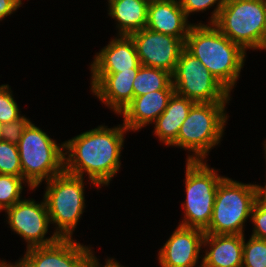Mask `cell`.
<instances>
[{
    "label": "cell",
    "instance_id": "1",
    "mask_svg": "<svg viewBox=\"0 0 266 267\" xmlns=\"http://www.w3.org/2000/svg\"><path fill=\"white\" fill-rule=\"evenodd\" d=\"M127 131L123 124L114 128L100 125L63 142L64 171L81 177L87 173L97 189L108 186L120 169V154Z\"/></svg>",
    "mask_w": 266,
    "mask_h": 267
},
{
    "label": "cell",
    "instance_id": "2",
    "mask_svg": "<svg viewBox=\"0 0 266 267\" xmlns=\"http://www.w3.org/2000/svg\"><path fill=\"white\" fill-rule=\"evenodd\" d=\"M185 49L229 91L235 87L244 66L246 52L213 24H193Z\"/></svg>",
    "mask_w": 266,
    "mask_h": 267
},
{
    "label": "cell",
    "instance_id": "3",
    "mask_svg": "<svg viewBox=\"0 0 266 267\" xmlns=\"http://www.w3.org/2000/svg\"><path fill=\"white\" fill-rule=\"evenodd\" d=\"M227 103H194L182 123L177 139L171 144L190 152L187 161H204L220 143L228 116Z\"/></svg>",
    "mask_w": 266,
    "mask_h": 267
},
{
    "label": "cell",
    "instance_id": "4",
    "mask_svg": "<svg viewBox=\"0 0 266 267\" xmlns=\"http://www.w3.org/2000/svg\"><path fill=\"white\" fill-rule=\"evenodd\" d=\"M58 145L32 122L25 128L17 146L22 177L30 190L64 171V143Z\"/></svg>",
    "mask_w": 266,
    "mask_h": 267
},
{
    "label": "cell",
    "instance_id": "5",
    "mask_svg": "<svg viewBox=\"0 0 266 267\" xmlns=\"http://www.w3.org/2000/svg\"><path fill=\"white\" fill-rule=\"evenodd\" d=\"M213 25L245 52L266 50V11L263 0H227Z\"/></svg>",
    "mask_w": 266,
    "mask_h": 267
},
{
    "label": "cell",
    "instance_id": "6",
    "mask_svg": "<svg viewBox=\"0 0 266 267\" xmlns=\"http://www.w3.org/2000/svg\"><path fill=\"white\" fill-rule=\"evenodd\" d=\"M255 201V184H244L224 176L218 184L212 218L204 232L244 235V224L251 218Z\"/></svg>",
    "mask_w": 266,
    "mask_h": 267
},
{
    "label": "cell",
    "instance_id": "7",
    "mask_svg": "<svg viewBox=\"0 0 266 267\" xmlns=\"http://www.w3.org/2000/svg\"><path fill=\"white\" fill-rule=\"evenodd\" d=\"M84 178L66 171L46 181L44 200L60 238H72L85 209Z\"/></svg>",
    "mask_w": 266,
    "mask_h": 267
},
{
    "label": "cell",
    "instance_id": "8",
    "mask_svg": "<svg viewBox=\"0 0 266 267\" xmlns=\"http://www.w3.org/2000/svg\"><path fill=\"white\" fill-rule=\"evenodd\" d=\"M207 161H187L185 174L186 200L182 204L184 219L179 225L205 230L211 221L219 176Z\"/></svg>",
    "mask_w": 266,
    "mask_h": 267
},
{
    "label": "cell",
    "instance_id": "9",
    "mask_svg": "<svg viewBox=\"0 0 266 267\" xmlns=\"http://www.w3.org/2000/svg\"><path fill=\"white\" fill-rule=\"evenodd\" d=\"M175 93L195 103H229L230 92L185 48L172 74Z\"/></svg>",
    "mask_w": 266,
    "mask_h": 267
},
{
    "label": "cell",
    "instance_id": "10",
    "mask_svg": "<svg viewBox=\"0 0 266 267\" xmlns=\"http://www.w3.org/2000/svg\"><path fill=\"white\" fill-rule=\"evenodd\" d=\"M5 212L11 230L27 242V249L48 246L60 239L55 232L50 238H45L51 222L44 198L41 203L22 199Z\"/></svg>",
    "mask_w": 266,
    "mask_h": 267
},
{
    "label": "cell",
    "instance_id": "11",
    "mask_svg": "<svg viewBox=\"0 0 266 267\" xmlns=\"http://www.w3.org/2000/svg\"><path fill=\"white\" fill-rule=\"evenodd\" d=\"M142 66L165 70L173 74L185 43L177 37L155 32L148 28L131 35Z\"/></svg>",
    "mask_w": 266,
    "mask_h": 267
},
{
    "label": "cell",
    "instance_id": "12",
    "mask_svg": "<svg viewBox=\"0 0 266 267\" xmlns=\"http://www.w3.org/2000/svg\"><path fill=\"white\" fill-rule=\"evenodd\" d=\"M92 251L73 238H60L48 246L26 249L24 257L16 263L20 267H86L94 255Z\"/></svg>",
    "mask_w": 266,
    "mask_h": 267
},
{
    "label": "cell",
    "instance_id": "13",
    "mask_svg": "<svg viewBox=\"0 0 266 267\" xmlns=\"http://www.w3.org/2000/svg\"><path fill=\"white\" fill-rule=\"evenodd\" d=\"M205 232L178 225L158 253L161 267H196Z\"/></svg>",
    "mask_w": 266,
    "mask_h": 267
},
{
    "label": "cell",
    "instance_id": "14",
    "mask_svg": "<svg viewBox=\"0 0 266 267\" xmlns=\"http://www.w3.org/2000/svg\"><path fill=\"white\" fill-rule=\"evenodd\" d=\"M139 68L116 73H92L91 91L93 95L120 114L134 98L133 80Z\"/></svg>",
    "mask_w": 266,
    "mask_h": 267
},
{
    "label": "cell",
    "instance_id": "15",
    "mask_svg": "<svg viewBox=\"0 0 266 267\" xmlns=\"http://www.w3.org/2000/svg\"><path fill=\"white\" fill-rule=\"evenodd\" d=\"M90 66L91 73H116L139 68L141 63L131 36L117 35L96 53Z\"/></svg>",
    "mask_w": 266,
    "mask_h": 267
},
{
    "label": "cell",
    "instance_id": "16",
    "mask_svg": "<svg viewBox=\"0 0 266 267\" xmlns=\"http://www.w3.org/2000/svg\"><path fill=\"white\" fill-rule=\"evenodd\" d=\"M179 0H154L148 4L146 28L180 38L184 43L190 27Z\"/></svg>",
    "mask_w": 266,
    "mask_h": 267
},
{
    "label": "cell",
    "instance_id": "17",
    "mask_svg": "<svg viewBox=\"0 0 266 267\" xmlns=\"http://www.w3.org/2000/svg\"><path fill=\"white\" fill-rule=\"evenodd\" d=\"M175 90H157L134 97L120 113L123 125L130 131H138L152 124L164 112Z\"/></svg>",
    "mask_w": 266,
    "mask_h": 267
},
{
    "label": "cell",
    "instance_id": "18",
    "mask_svg": "<svg viewBox=\"0 0 266 267\" xmlns=\"http://www.w3.org/2000/svg\"><path fill=\"white\" fill-rule=\"evenodd\" d=\"M244 235L206 234L203 238L205 250L202 260L213 267H242Z\"/></svg>",
    "mask_w": 266,
    "mask_h": 267
},
{
    "label": "cell",
    "instance_id": "19",
    "mask_svg": "<svg viewBox=\"0 0 266 267\" xmlns=\"http://www.w3.org/2000/svg\"><path fill=\"white\" fill-rule=\"evenodd\" d=\"M194 103L184 96L173 93L166 109L153 123L155 124L154 134L158 136L160 142L171 146L177 139L179 129Z\"/></svg>",
    "mask_w": 266,
    "mask_h": 267
},
{
    "label": "cell",
    "instance_id": "20",
    "mask_svg": "<svg viewBox=\"0 0 266 267\" xmlns=\"http://www.w3.org/2000/svg\"><path fill=\"white\" fill-rule=\"evenodd\" d=\"M108 9V15L117 21L118 35L130 36L147 26V2L108 0Z\"/></svg>",
    "mask_w": 266,
    "mask_h": 267
},
{
    "label": "cell",
    "instance_id": "21",
    "mask_svg": "<svg viewBox=\"0 0 266 267\" xmlns=\"http://www.w3.org/2000/svg\"><path fill=\"white\" fill-rule=\"evenodd\" d=\"M134 97L157 90H174L172 74L158 68L140 66L133 80Z\"/></svg>",
    "mask_w": 266,
    "mask_h": 267
},
{
    "label": "cell",
    "instance_id": "22",
    "mask_svg": "<svg viewBox=\"0 0 266 267\" xmlns=\"http://www.w3.org/2000/svg\"><path fill=\"white\" fill-rule=\"evenodd\" d=\"M25 182L28 184L23 177L0 174V211L22 200V185Z\"/></svg>",
    "mask_w": 266,
    "mask_h": 267
},
{
    "label": "cell",
    "instance_id": "23",
    "mask_svg": "<svg viewBox=\"0 0 266 267\" xmlns=\"http://www.w3.org/2000/svg\"><path fill=\"white\" fill-rule=\"evenodd\" d=\"M0 174L22 177L18 146L0 140Z\"/></svg>",
    "mask_w": 266,
    "mask_h": 267
},
{
    "label": "cell",
    "instance_id": "24",
    "mask_svg": "<svg viewBox=\"0 0 266 267\" xmlns=\"http://www.w3.org/2000/svg\"><path fill=\"white\" fill-rule=\"evenodd\" d=\"M242 267H266V239L251 236L243 243Z\"/></svg>",
    "mask_w": 266,
    "mask_h": 267
},
{
    "label": "cell",
    "instance_id": "25",
    "mask_svg": "<svg viewBox=\"0 0 266 267\" xmlns=\"http://www.w3.org/2000/svg\"><path fill=\"white\" fill-rule=\"evenodd\" d=\"M17 102L14 100L11 87L3 84L0 86V122H12L21 117Z\"/></svg>",
    "mask_w": 266,
    "mask_h": 267
},
{
    "label": "cell",
    "instance_id": "26",
    "mask_svg": "<svg viewBox=\"0 0 266 267\" xmlns=\"http://www.w3.org/2000/svg\"><path fill=\"white\" fill-rule=\"evenodd\" d=\"M227 0H179V3L188 18L189 14L195 12H203L217 4L211 13L209 24H213L218 17L221 8L225 5Z\"/></svg>",
    "mask_w": 266,
    "mask_h": 267
},
{
    "label": "cell",
    "instance_id": "27",
    "mask_svg": "<svg viewBox=\"0 0 266 267\" xmlns=\"http://www.w3.org/2000/svg\"><path fill=\"white\" fill-rule=\"evenodd\" d=\"M30 122V119L25 116H21L12 122L3 124L1 134L2 140L17 145L25 128Z\"/></svg>",
    "mask_w": 266,
    "mask_h": 267
},
{
    "label": "cell",
    "instance_id": "28",
    "mask_svg": "<svg viewBox=\"0 0 266 267\" xmlns=\"http://www.w3.org/2000/svg\"><path fill=\"white\" fill-rule=\"evenodd\" d=\"M251 221L254 224L251 236L266 239V206L257 199L251 211Z\"/></svg>",
    "mask_w": 266,
    "mask_h": 267
},
{
    "label": "cell",
    "instance_id": "29",
    "mask_svg": "<svg viewBox=\"0 0 266 267\" xmlns=\"http://www.w3.org/2000/svg\"><path fill=\"white\" fill-rule=\"evenodd\" d=\"M22 5V0H0V15L5 18Z\"/></svg>",
    "mask_w": 266,
    "mask_h": 267
},
{
    "label": "cell",
    "instance_id": "30",
    "mask_svg": "<svg viewBox=\"0 0 266 267\" xmlns=\"http://www.w3.org/2000/svg\"><path fill=\"white\" fill-rule=\"evenodd\" d=\"M106 264L104 266H100L101 264L99 263L97 257L95 255H93L90 259L89 262L87 264L86 267H124L121 266L120 263H118V261H116L115 259H106Z\"/></svg>",
    "mask_w": 266,
    "mask_h": 267
},
{
    "label": "cell",
    "instance_id": "31",
    "mask_svg": "<svg viewBox=\"0 0 266 267\" xmlns=\"http://www.w3.org/2000/svg\"><path fill=\"white\" fill-rule=\"evenodd\" d=\"M256 187V199L262 204L266 206V183L264 187L261 185L255 184Z\"/></svg>",
    "mask_w": 266,
    "mask_h": 267
},
{
    "label": "cell",
    "instance_id": "32",
    "mask_svg": "<svg viewBox=\"0 0 266 267\" xmlns=\"http://www.w3.org/2000/svg\"><path fill=\"white\" fill-rule=\"evenodd\" d=\"M0 267H20L16 262H15V264H13V263H6L4 260H2V262H1V260H0Z\"/></svg>",
    "mask_w": 266,
    "mask_h": 267
},
{
    "label": "cell",
    "instance_id": "33",
    "mask_svg": "<svg viewBox=\"0 0 266 267\" xmlns=\"http://www.w3.org/2000/svg\"><path fill=\"white\" fill-rule=\"evenodd\" d=\"M199 267H213V266H210V265L206 264V263L202 260V264H200Z\"/></svg>",
    "mask_w": 266,
    "mask_h": 267
},
{
    "label": "cell",
    "instance_id": "34",
    "mask_svg": "<svg viewBox=\"0 0 266 267\" xmlns=\"http://www.w3.org/2000/svg\"><path fill=\"white\" fill-rule=\"evenodd\" d=\"M2 126H3V124L0 122V140H2V136H1V134H2Z\"/></svg>",
    "mask_w": 266,
    "mask_h": 267
},
{
    "label": "cell",
    "instance_id": "35",
    "mask_svg": "<svg viewBox=\"0 0 266 267\" xmlns=\"http://www.w3.org/2000/svg\"><path fill=\"white\" fill-rule=\"evenodd\" d=\"M264 150H265V156H266V141L264 142ZM265 159H266V157H265Z\"/></svg>",
    "mask_w": 266,
    "mask_h": 267
},
{
    "label": "cell",
    "instance_id": "36",
    "mask_svg": "<svg viewBox=\"0 0 266 267\" xmlns=\"http://www.w3.org/2000/svg\"><path fill=\"white\" fill-rule=\"evenodd\" d=\"M142 1L147 2L149 4V3H151L154 0H142Z\"/></svg>",
    "mask_w": 266,
    "mask_h": 267
},
{
    "label": "cell",
    "instance_id": "37",
    "mask_svg": "<svg viewBox=\"0 0 266 267\" xmlns=\"http://www.w3.org/2000/svg\"><path fill=\"white\" fill-rule=\"evenodd\" d=\"M264 6H265V11H266V0H263Z\"/></svg>",
    "mask_w": 266,
    "mask_h": 267
}]
</instances>
